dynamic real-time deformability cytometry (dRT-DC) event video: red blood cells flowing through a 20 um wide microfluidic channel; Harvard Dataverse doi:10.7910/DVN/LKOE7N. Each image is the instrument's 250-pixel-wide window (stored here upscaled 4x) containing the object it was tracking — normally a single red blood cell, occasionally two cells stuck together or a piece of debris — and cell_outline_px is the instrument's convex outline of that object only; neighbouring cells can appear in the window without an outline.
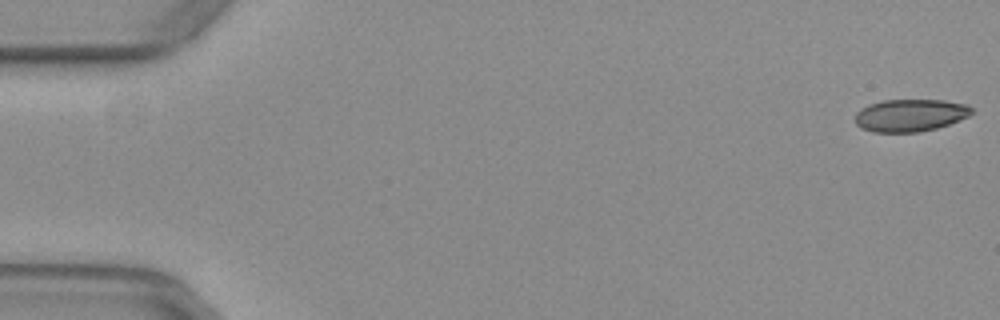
{"species": "common noctule bat (a hibernating species)", "species_latin": "Nyctalus noctula", "temperature_condition": "warm", "stored_images_in_passage": 53, "camera_frame_rate_fps": 3000, "um_per_image_px": 0.085, "animal": {"sex": "female", "body_mass_g": 29.2, "forearm_length_mm": 56.3}, "frame": {"image": 1, "passage_image": 1, "time_ms": 0.0, "image_size_px": [1000, 320], "cell_outline_px": [[972, 112], [968, 116], [960, 120], [936, 128], [920, 132], [872, 132], [860, 128], [856, 124], [856, 112], [868, 104], [884, 100], [944, 100], [968, 104], [972, 108]], "centroid_in_image_um": [77.36, 9.8], "position_along_channel_um": 7.6, "area_um2": 22.08}}
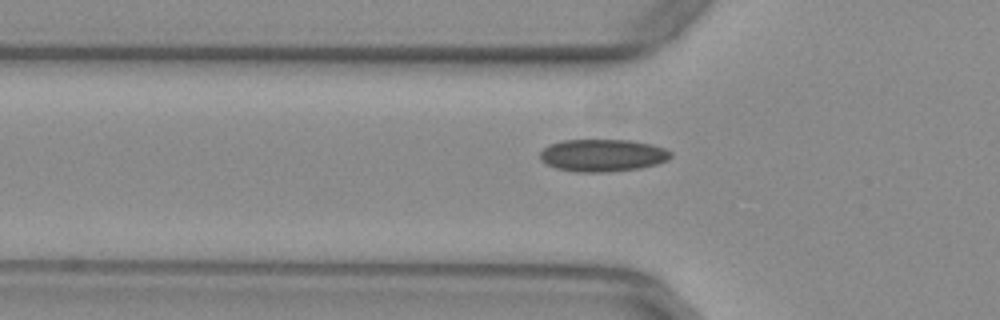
{"frame": {"image": 2, "passage_image": 18, "time_ms": 5.667, "image_size_px": [1000, 320], "cell_outline_px": [[672, 156], [668, 160], [656, 164], [640, 168], [608, 172], [576, 172], [556, 168], [540, 160], [540, 152], [548, 144], [564, 140], [628, 140], [652, 144], [664, 148], [672, 152]], "centroid_in_image_um": [51.22, 13.2], "position_along_channel_um": 74.6, "area_um2": 24.74}}
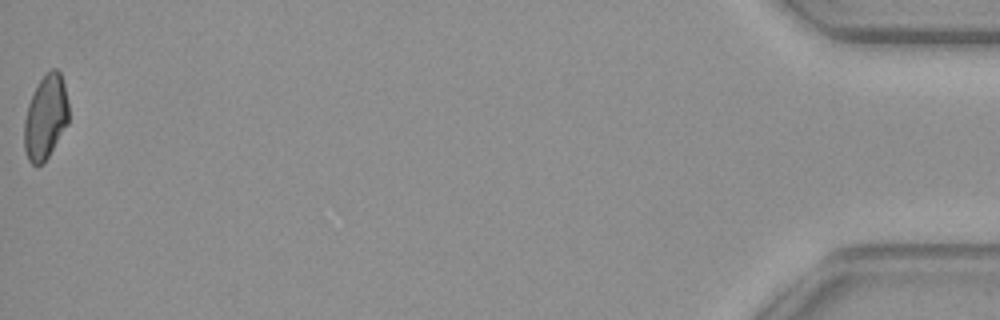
{"frame": {"image": 3, "passage_image": 53, "time_ms": 17.333, "image_size_px": [1000, 320], "cell_outline_px": [[68, 124], [44, 164], [32, 164], [28, 160], [24, 148], [24, 120], [28, 104], [40, 80], [52, 68], [56, 68], [60, 72], [64, 84], [68, 100]], "centroid_in_image_um": [3.88, 9.99], "position_along_channel_um": 431.3, "area_um2": 21.79}, "authors_computed_cell_mechanics": {"area_um2": 23.2356, "velocity_mm_per_s": 3.9467, "shape_relaxation_time_tau1_ms": null, "shape_relaxation_time_tau2_ms": 1.8695, "deformation_change_tau1": null, "deformation_change_tau2": 0.0748}}